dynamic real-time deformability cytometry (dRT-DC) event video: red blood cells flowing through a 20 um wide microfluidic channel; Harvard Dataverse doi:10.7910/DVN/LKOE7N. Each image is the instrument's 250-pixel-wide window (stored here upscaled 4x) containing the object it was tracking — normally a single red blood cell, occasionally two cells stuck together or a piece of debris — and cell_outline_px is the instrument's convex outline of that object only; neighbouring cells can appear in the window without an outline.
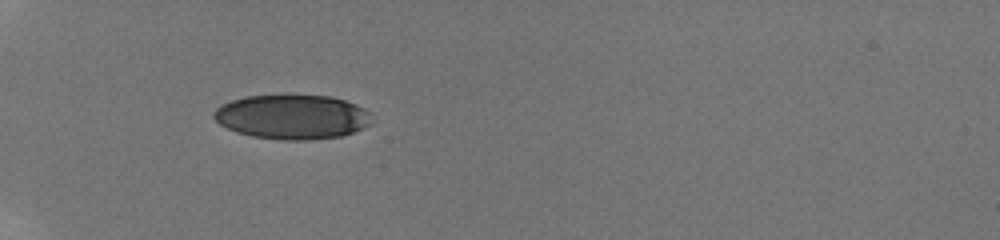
{"species": "human", "species_latin": "Homo sapiens", "temperature_condition": "room temperature", "stored_images_in_passage": 71, "camera_frame_rate_fps": 3000, "um_per_image_px": 0.085, "donor": {"sex": "male"}, "frame": {"image": 1, "passage_image": 1, "time_ms": 0.0, "image_size_px": [1000, 240], "cell_outline_px": [[372, 124], [364, 128], [340, 136], [308, 140], [284, 140], [252, 136], [236, 132], [220, 124], [212, 116], [212, 112], [220, 104], [244, 96], [284, 92], [288, 92], [328, 96], [344, 100], [356, 104], [364, 108], [368, 112]], "centroid_in_image_um": [24.8, 9.88], "position_along_channel_um": 60.2, "area_um2": 42.02}}
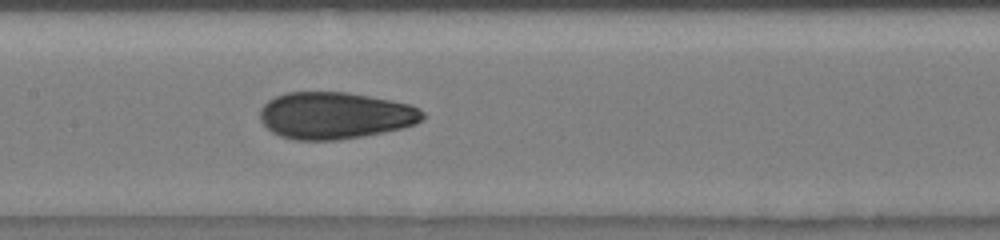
{"frame": {"image": 2, "passage_image": 25, "time_ms": 3.667, "image_size_px": [1000, 240], "cell_outline_px": [[424, 120], [416, 124], [404, 128], [364, 136], [336, 140], [292, 140], [280, 136], [272, 132], [260, 120], [260, 108], [268, 100], [276, 96], [288, 92], [348, 92], [392, 100], [412, 104], [420, 108], [424, 112]], "centroid_in_image_um": [28.52, 9.82], "position_along_channel_um": 178.9, "area_um2": 44.91}}
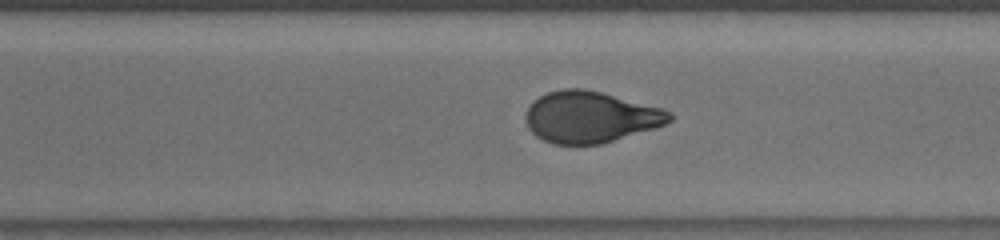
{"frame": {"image": 3, "passage_image": 46, "time_ms": 7.333, "image_size_px": [1000, 240], "cell_outline_px": [[672, 120], [656, 128], [600, 144], [552, 144], [536, 136], [528, 128], [524, 120], [524, 116], [532, 100], [548, 92], [564, 88], [584, 88], [604, 92], [664, 108], [672, 112]], "centroid_in_image_um": [50.18, 9.93], "position_along_channel_um": 320.4, "area_um2": 43.52}, "authors_computed_cell_mechanics": {"area_um2": 43.8124, "velocity_mm_per_s": 3.8694, "shape_relaxation_time_tau1_ms": 6.8922, "shape_relaxation_time_tau2_ms": 1.0137, "deformation_change_tau1": 0.1868, "deformation_change_tau2": 0.0533}}